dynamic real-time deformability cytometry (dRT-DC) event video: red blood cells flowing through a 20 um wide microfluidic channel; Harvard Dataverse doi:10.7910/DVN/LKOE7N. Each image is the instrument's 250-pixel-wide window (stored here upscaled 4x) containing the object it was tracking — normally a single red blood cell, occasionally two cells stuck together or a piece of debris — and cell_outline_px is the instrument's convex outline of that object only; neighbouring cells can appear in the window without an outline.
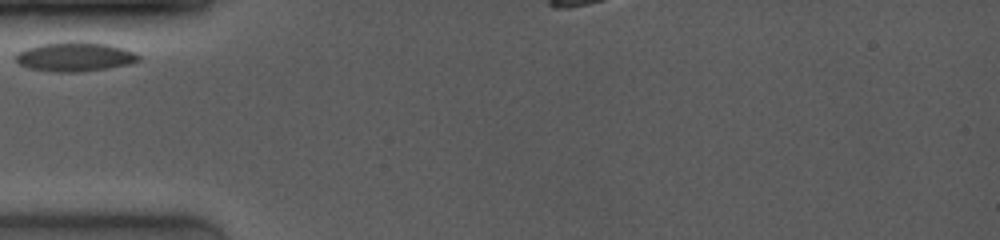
{"species": "common noctule bat (a hibernating species)", "species_latin": "Nyctalus noctula", "temperature_condition": "room temperature", "stored_images_in_passage": 19, "camera_frame_rate_fps": 4000, "um_per_image_px": 0.085, "animal": {"sex": "female", "body_mass_g": 19.0, "forearm_length_mm": 53.3}, "frame": {"image": 1, "passage_image": 1, "time_ms": 0.0, "image_size_px": [1000, 240], "cell_outline_px": [[140, 60], [128, 64], [80, 72], [52, 72], [28, 68], [20, 64], [16, 60], [16, 56], [24, 48], [40, 44], [64, 40], [80, 40], [108, 44], [124, 48], [136, 52], [140, 56]], "centroid_in_image_um": [6.36, 4.79], "position_along_channel_um": 78.6, "area_um2": 21.33}}
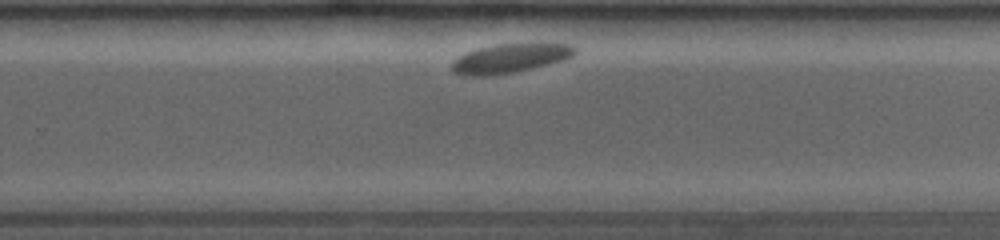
{"frame": {"image": 2, "passage_image": 16, "time_ms": 6.0, "image_size_px": [1000, 240], "cell_outline_px": [[576, 52], [572, 56], [564, 60], [548, 64], [512, 72], [484, 76], [464, 76], [456, 72], [452, 68], [452, 60], [464, 52], [476, 48], [496, 44], [540, 40], [572, 44], [576, 48]], "centroid_in_image_um": [43.42, 4.88], "position_along_channel_um": 286.4, "area_um2": 21.79}}